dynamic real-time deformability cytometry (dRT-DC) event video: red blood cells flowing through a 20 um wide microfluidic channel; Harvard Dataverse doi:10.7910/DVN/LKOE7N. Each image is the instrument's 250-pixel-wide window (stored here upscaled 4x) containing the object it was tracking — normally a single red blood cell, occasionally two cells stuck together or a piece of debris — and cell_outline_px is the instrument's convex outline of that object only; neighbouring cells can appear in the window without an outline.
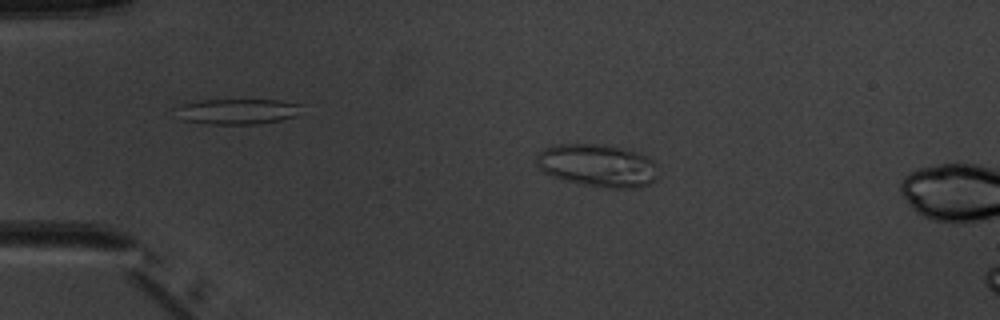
{"species": "common noctule bat (a hibernating species)", "species_latin": "Nyctalus noctula", "temperature_condition": "warm", "stored_images_in_passage": 6, "camera_frame_rate_fps": 3000, "um_per_image_px": 0.085, "animal": {"sex": "male", "body_mass_g": 20.1, "forearm_length_mm": 53.5}, "frame": {"image": 1, "passage_image": 5, "time_ms": 5.333, "image_size_px": [1000, 320], "cell_outline_px": [[660, 168], [656, 180], [652, 184], [636, 188], [604, 188], [564, 180], [552, 176], [544, 172], [536, 164], [536, 156], [544, 148], [556, 144], [604, 144], [624, 148], [648, 156]], "centroid_in_image_um": [50.85, 14.07], "position_along_channel_um": 34.1, "area_um2": 30.75}}